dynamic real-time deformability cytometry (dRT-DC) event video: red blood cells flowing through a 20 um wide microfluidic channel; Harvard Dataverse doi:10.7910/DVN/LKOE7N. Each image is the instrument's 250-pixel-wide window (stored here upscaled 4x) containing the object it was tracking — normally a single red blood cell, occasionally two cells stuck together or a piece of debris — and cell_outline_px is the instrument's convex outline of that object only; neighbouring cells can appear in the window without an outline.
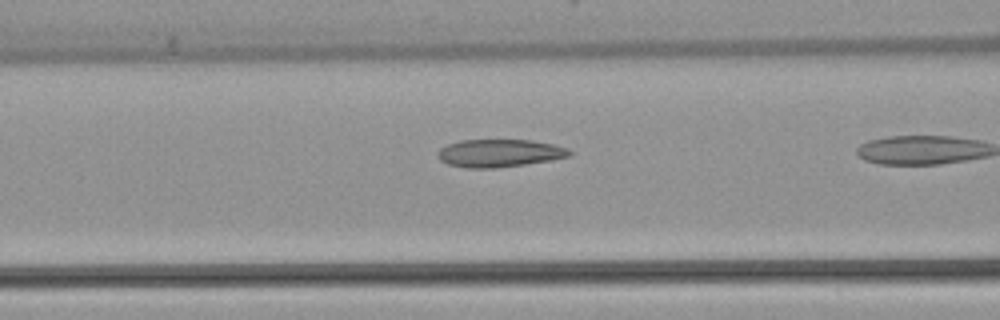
{"species": "common noctule bat (a hibernating species)", "species_latin": "Nyctalus noctula", "temperature_condition": "warm", "stored_images_in_passage": 23, "camera_frame_rate_fps": 3000, "um_per_image_px": 0.085, "animal": {"sex": "female", "body_mass_g": 22.7, "forearm_length_mm": 54.2}, "frame": {"image": 1, "passage_image": 10, "time_ms": 3.0, "image_size_px": [1000, 320], "cell_outline_px": [[572, 156], [552, 160], [496, 168], [464, 168], [448, 164], [440, 160], [436, 156], [436, 152], [440, 148], [448, 144], [460, 140], [532, 140], [552, 144], [568, 148], [572, 152]], "centroid_in_image_um": [42.44, 13.02], "position_along_channel_um": 124.2, "area_um2": 21.5}}